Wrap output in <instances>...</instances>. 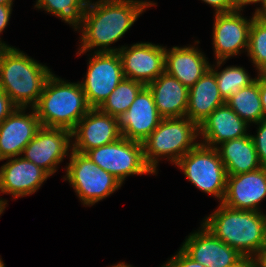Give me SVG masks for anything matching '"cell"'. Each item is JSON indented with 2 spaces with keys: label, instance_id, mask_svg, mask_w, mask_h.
Instances as JSON below:
<instances>
[{
  "label": "cell",
  "instance_id": "e575fe53",
  "mask_svg": "<svg viewBox=\"0 0 266 267\" xmlns=\"http://www.w3.org/2000/svg\"><path fill=\"white\" fill-rule=\"evenodd\" d=\"M260 98L264 117L266 118V77L262 73H260Z\"/></svg>",
  "mask_w": 266,
  "mask_h": 267
},
{
  "label": "cell",
  "instance_id": "7c38bea8",
  "mask_svg": "<svg viewBox=\"0 0 266 267\" xmlns=\"http://www.w3.org/2000/svg\"><path fill=\"white\" fill-rule=\"evenodd\" d=\"M75 137L73 151L85 154L88 150L117 141L122 137L118 118L91 108L71 131Z\"/></svg>",
  "mask_w": 266,
  "mask_h": 267
},
{
  "label": "cell",
  "instance_id": "277c9868",
  "mask_svg": "<svg viewBox=\"0 0 266 267\" xmlns=\"http://www.w3.org/2000/svg\"><path fill=\"white\" fill-rule=\"evenodd\" d=\"M34 109L42 127L72 131L91 107L79 82H66L51 74Z\"/></svg>",
  "mask_w": 266,
  "mask_h": 267
},
{
  "label": "cell",
  "instance_id": "d6986e66",
  "mask_svg": "<svg viewBox=\"0 0 266 267\" xmlns=\"http://www.w3.org/2000/svg\"><path fill=\"white\" fill-rule=\"evenodd\" d=\"M247 126L248 124L224 103L201 122L199 135L203 137L202 144L217 147L224 141L248 135Z\"/></svg>",
  "mask_w": 266,
  "mask_h": 267
},
{
  "label": "cell",
  "instance_id": "d6a6232c",
  "mask_svg": "<svg viewBox=\"0 0 266 267\" xmlns=\"http://www.w3.org/2000/svg\"><path fill=\"white\" fill-rule=\"evenodd\" d=\"M12 5H0V33L5 29L10 19V14L12 11ZM0 45L2 47H8L4 42L0 40Z\"/></svg>",
  "mask_w": 266,
  "mask_h": 267
},
{
  "label": "cell",
  "instance_id": "3957f363",
  "mask_svg": "<svg viewBox=\"0 0 266 267\" xmlns=\"http://www.w3.org/2000/svg\"><path fill=\"white\" fill-rule=\"evenodd\" d=\"M52 74L45 65L8 46L0 49V88L17 108L36 106L47 78Z\"/></svg>",
  "mask_w": 266,
  "mask_h": 267
},
{
  "label": "cell",
  "instance_id": "f1b7e54d",
  "mask_svg": "<svg viewBox=\"0 0 266 267\" xmlns=\"http://www.w3.org/2000/svg\"><path fill=\"white\" fill-rule=\"evenodd\" d=\"M256 124L259 125L257 135H251V137L254 141L258 160L262 166L266 167V118Z\"/></svg>",
  "mask_w": 266,
  "mask_h": 267
},
{
  "label": "cell",
  "instance_id": "1f68e13d",
  "mask_svg": "<svg viewBox=\"0 0 266 267\" xmlns=\"http://www.w3.org/2000/svg\"><path fill=\"white\" fill-rule=\"evenodd\" d=\"M205 3L214 7L215 13H229L236 11V9L232 6L231 0H202Z\"/></svg>",
  "mask_w": 266,
  "mask_h": 267
},
{
  "label": "cell",
  "instance_id": "5b68a950",
  "mask_svg": "<svg viewBox=\"0 0 266 267\" xmlns=\"http://www.w3.org/2000/svg\"><path fill=\"white\" fill-rule=\"evenodd\" d=\"M199 125L188 117L163 118L157 128L142 142L144 159L151 170L156 173L159 157L165 156L177 163L199 142Z\"/></svg>",
  "mask_w": 266,
  "mask_h": 267
},
{
  "label": "cell",
  "instance_id": "f35d334b",
  "mask_svg": "<svg viewBox=\"0 0 266 267\" xmlns=\"http://www.w3.org/2000/svg\"><path fill=\"white\" fill-rule=\"evenodd\" d=\"M6 204H7V201L6 200H1L0 199V215L3 213V211L5 210V206H6Z\"/></svg>",
  "mask_w": 266,
  "mask_h": 267
},
{
  "label": "cell",
  "instance_id": "cb8c5ba5",
  "mask_svg": "<svg viewBox=\"0 0 266 267\" xmlns=\"http://www.w3.org/2000/svg\"><path fill=\"white\" fill-rule=\"evenodd\" d=\"M226 104L247 124L265 119L260 98V73L253 83L230 96Z\"/></svg>",
  "mask_w": 266,
  "mask_h": 267
},
{
  "label": "cell",
  "instance_id": "44dd1931",
  "mask_svg": "<svg viewBox=\"0 0 266 267\" xmlns=\"http://www.w3.org/2000/svg\"><path fill=\"white\" fill-rule=\"evenodd\" d=\"M146 86L150 89L162 118L186 116L189 89L178 79L164 71L155 81Z\"/></svg>",
  "mask_w": 266,
  "mask_h": 267
},
{
  "label": "cell",
  "instance_id": "6da1fadb",
  "mask_svg": "<svg viewBox=\"0 0 266 267\" xmlns=\"http://www.w3.org/2000/svg\"><path fill=\"white\" fill-rule=\"evenodd\" d=\"M155 4L142 0H99L94 4L88 0L78 54L99 46L102 49L97 52H118L120 48L108 46L118 41L146 8Z\"/></svg>",
  "mask_w": 266,
  "mask_h": 267
},
{
  "label": "cell",
  "instance_id": "30bf717a",
  "mask_svg": "<svg viewBox=\"0 0 266 267\" xmlns=\"http://www.w3.org/2000/svg\"><path fill=\"white\" fill-rule=\"evenodd\" d=\"M256 12L251 20L241 16L240 10L229 13H215L213 26V45L217 67L233 55L239 54L242 48L248 50L249 31Z\"/></svg>",
  "mask_w": 266,
  "mask_h": 267
},
{
  "label": "cell",
  "instance_id": "83f0119b",
  "mask_svg": "<svg viewBox=\"0 0 266 267\" xmlns=\"http://www.w3.org/2000/svg\"><path fill=\"white\" fill-rule=\"evenodd\" d=\"M247 53L258 73H261L266 68V21L258 16L253 19L250 27Z\"/></svg>",
  "mask_w": 266,
  "mask_h": 267
},
{
  "label": "cell",
  "instance_id": "7402d4cb",
  "mask_svg": "<svg viewBox=\"0 0 266 267\" xmlns=\"http://www.w3.org/2000/svg\"><path fill=\"white\" fill-rule=\"evenodd\" d=\"M226 101L218 89L215 74L209 69L190 89L186 117L198 125Z\"/></svg>",
  "mask_w": 266,
  "mask_h": 267
},
{
  "label": "cell",
  "instance_id": "4316f807",
  "mask_svg": "<svg viewBox=\"0 0 266 267\" xmlns=\"http://www.w3.org/2000/svg\"><path fill=\"white\" fill-rule=\"evenodd\" d=\"M210 70L215 74L218 89L225 101L256 80V78H250L243 67L230 66L218 72L210 66Z\"/></svg>",
  "mask_w": 266,
  "mask_h": 267
},
{
  "label": "cell",
  "instance_id": "ac0fdd59",
  "mask_svg": "<svg viewBox=\"0 0 266 267\" xmlns=\"http://www.w3.org/2000/svg\"><path fill=\"white\" fill-rule=\"evenodd\" d=\"M0 168V192L14 199L33 194L50 175L33 162L19 156L8 158Z\"/></svg>",
  "mask_w": 266,
  "mask_h": 267
},
{
  "label": "cell",
  "instance_id": "7bdbcfd3",
  "mask_svg": "<svg viewBox=\"0 0 266 267\" xmlns=\"http://www.w3.org/2000/svg\"><path fill=\"white\" fill-rule=\"evenodd\" d=\"M0 267H5V265H4L3 261L1 260V258H0Z\"/></svg>",
  "mask_w": 266,
  "mask_h": 267
},
{
  "label": "cell",
  "instance_id": "8992f818",
  "mask_svg": "<svg viewBox=\"0 0 266 267\" xmlns=\"http://www.w3.org/2000/svg\"><path fill=\"white\" fill-rule=\"evenodd\" d=\"M198 189L222 203L226 193L227 173L216 147L199 143L175 164Z\"/></svg>",
  "mask_w": 266,
  "mask_h": 267
},
{
  "label": "cell",
  "instance_id": "52a82bcc",
  "mask_svg": "<svg viewBox=\"0 0 266 267\" xmlns=\"http://www.w3.org/2000/svg\"><path fill=\"white\" fill-rule=\"evenodd\" d=\"M70 157L63 178L72 185L83 205H93L121 187L119 180L85 154L72 150Z\"/></svg>",
  "mask_w": 266,
  "mask_h": 267
},
{
  "label": "cell",
  "instance_id": "b9f144b4",
  "mask_svg": "<svg viewBox=\"0 0 266 267\" xmlns=\"http://www.w3.org/2000/svg\"><path fill=\"white\" fill-rule=\"evenodd\" d=\"M259 2H261V4L263 5L265 2H266V0H250V3H259Z\"/></svg>",
  "mask_w": 266,
  "mask_h": 267
},
{
  "label": "cell",
  "instance_id": "8fae6325",
  "mask_svg": "<svg viewBox=\"0 0 266 267\" xmlns=\"http://www.w3.org/2000/svg\"><path fill=\"white\" fill-rule=\"evenodd\" d=\"M71 131L63 128L41 127L23 150L24 158L45 170L50 176L62 162L69 148Z\"/></svg>",
  "mask_w": 266,
  "mask_h": 267
},
{
  "label": "cell",
  "instance_id": "74e56055",
  "mask_svg": "<svg viewBox=\"0 0 266 267\" xmlns=\"http://www.w3.org/2000/svg\"><path fill=\"white\" fill-rule=\"evenodd\" d=\"M259 263L261 267H266V250L258 256Z\"/></svg>",
  "mask_w": 266,
  "mask_h": 267
},
{
  "label": "cell",
  "instance_id": "ba28073f",
  "mask_svg": "<svg viewBox=\"0 0 266 267\" xmlns=\"http://www.w3.org/2000/svg\"><path fill=\"white\" fill-rule=\"evenodd\" d=\"M85 155L100 168L112 174L122 184L129 175L154 173L144 159L142 143L125 137L88 150Z\"/></svg>",
  "mask_w": 266,
  "mask_h": 267
},
{
  "label": "cell",
  "instance_id": "8d00e7d4",
  "mask_svg": "<svg viewBox=\"0 0 266 267\" xmlns=\"http://www.w3.org/2000/svg\"><path fill=\"white\" fill-rule=\"evenodd\" d=\"M255 12L260 19L266 21V2L262 5L261 9L257 8Z\"/></svg>",
  "mask_w": 266,
  "mask_h": 267
},
{
  "label": "cell",
  "instance_id": "ab89813d",
  "mask_svg": "<svg viewBox=\"0 0 266 267\" xmlns=\"http://www.w3.org/2000/svg\"><path fill=\"white\" fill-rule=\"evenodd\" d=\"M13 0H0V5H12Z\"/></svg>",
  "mask_w": 266,
  "mask_h": 267
},
{
  "label": "cell",
  "instance_id": "d4e9b609",
  "mask_svg": "<svg viewBox=\"0 0 266 267\" xmlns=\"http://www.w3.org/2000/svg\"><path fill=\"white\" fill-rule=\"evenodd\" d=\"M144 86L139 81L123 78L99 109L106 114L119 118L129 109Z\"/></svg>",
  "mask_w": 266,
  "mask_h": 267
},
{
  "label": "cell",
  "instance_id": "9c48e42d",
  "mask_svg": "<svg viewBox=\"0 0 266 267\" xmlns=\"http://www.w3.org/2000/svg\"><path fill=\"white\" fill-rule=\"evenodd\" d=\"M86 78L81 82L88 105L99 108L123 80L122 62L118 52H97L89 58Z\"/></svg>",
  "mask_w": 266,
  "mask_h": 267
},
{
  "label": "cell",
  "instance_id": "f546056e",
  "mask_svg": "<svg viewBox=\"0 0 266 267\" xmlns=\"http://www.w3.org/2000/svg\"><path fill=\"white\" fill-rule=\"evenodd\" d=\"M161 267H204L189 257L181 248L167 263Z\"/></svg>",
  "mask_w": 266,
  "mask_h": 267
},
{
  "label": "cell",
  "instance_id": "5bb4252c",
  "mask_svg": "<svg viewBox=\"0 0 266 267\" xmlns=\"http://www.w3.org/2000/svg\"><path fill=\"white\" fill-rule=\"evenodd\" d=\"M180 248L204 267H233L243 258L203 225L201 231L191 233Z\"/></svg>",
  "mask_w": 266,
  "mask_h": 267
},
{
  "label": "cell",
  "instance_id": "7a4b0ae2",
  "mask_svg": "<svg viewBox=\"0 0 266 267\" xmlns=\"http://www.w3.org/2000/svg\"><path fill=\"white\" fill-rule=\"evenodd\" d=\"M201 224L243 257H258L266 250V215L237 210L220 203Z\"/></svg>",
  "mask_w": 266,
  "mask_h": 267
},
{
  "label": "cell",
  "instance_id": "2e32d148",
  "mask_svg": "<svg viewBox=\"0 0 266 267\" xmlns=\"http://www.w3.org/2000/svg\"><path fill=\"white\" fill-rule=\"evenodd\" d=\"M31 109L32 113L25 114V108H16L0 124V161L22 155L42 127L35 109Z\"/></svg>",
  "mask_w": 266,
  "mask_h": 267
},
{
  "label": "cell",
  "instance_id": "60d3db41",
  "mask_svg": "<svg viewBox=\"0 0 266 267\" xmlns=\"http://www.w3.org/2000/svg\"><path fill=\"white\" fill-rule=\"evenodd\" d=\"M111 267H132V266L131 265H127V264L121 262V263H119L117 265H114V266H111Z\"/></svg>",
  "mask_w": 266,
  "mask_h": 267
},
{
  "label": "cell",
  "instance_id": "d590c367",
  "mask_svg": "<svg viewBox=\"0 0 266 267\" xmlns=\"http://www.w3.org/2000/svg\"><path fill=\"white\" fill-rule=\"evenodd\" d=\"M232 2V6L236 9V10H242V7L245 6L246 4H250V0H231Z\"/></svg>",
  "mask_w": 266,
  "mask_h": 267
},
{
  "label": "cell",
  "instance_id": "836d02e7",
  "mask_svg": "<svg viewBox=\"0 0 266 267\" xmlns=\"http://www.w3.org/2000/svg\"><path fill=\"white\" fill-rule=\"evenodd\" d=\"M259 265L258 257H243L233 267H258Z\"/></svg>",
  "mask_w": 266,
  "mask_h": 267
},
{
  "label": "cell",
  "instance_id": "ee69618b",
  "mask_svg": "<svg viewBox=\"0 0 266 267\" xmlns=\"http://www.w3.org/2000/svg\"><path fill=\"white\" fill-rule=\"evenodd\" d=\"M261 73L266 77V68Z\"/></svg>",
  "mask_w": 266,
  "mask_h": 267
},
{
  "label": "cell",
  "instance_id": "4dcf8cb0",
  "mask_svg": "<svg viewBox=\"0 0 266 267\" xmlns=\"http://www.w3.org/2000/svg\"><path fill=\"white\" fill-rule=\"evenodd\" d=\"M9 96L0 88V124L16 109Z\"/></svg>",
  "mask_w": 266,
  "mask_h": 267
},
{
  "label": "cell",
  "instance_id": "9a60e30c",
  "mask_svg": "<svg viewBox=\"0 0 266 267\" xmlns=\"http://www.w3.org/2000/svg\"><path fill=\"white\" fill-rule=\"evenodd\" d=\"M162 119L150 89L144 86L129 109L119 116L118 122L122 137L142 143Z\"/></svg>",
  "mask_w": 266,
  "mask_h": 267
},
{
  "label": "cell",
  "instance_id": "e0dca14e",
  "mask_svg": "<svg viewBox=\"0 0 266 267\" xmlns=\"http://www.w3.org/2000/svg\"><path fill=\"white\" fill-rule=\"evenodd\" d=\"M266 197V167L238 175H227L222 204L237 210L260 211L258 204Z\"/></svg>",
  "mask_w": 266,
  "mask_h": 267
},
{
  "label": "cell",
  "instance_id": "603a6c76",
  "mask_svg": "<svg viewBox=\"0 0 266 267\" xmlns=\"http://www.w3.org/2000/svg\"><path fill=\"white\" fill-rule=\"evenodd\" d=\"M216 147L227 175H238L262 167L251 135L224 141Z\"/></svg>",
  "mask_w": 266,
  "mask_h": 267
},
{
  "label": "cell",
  "instance_id": "484cf974",
  "mask_svg": "<svg viewBox=\"0 0 266 267\" xmlns=\"http://www.w3.org/2000/svg\"><path fill=\"white\" fill-rule=\"evenodd\" d=\"M87 3L88 0H37L35 7L61 18L77 31L83 24Z\"/></svg>",
  "mask_w": 266,
  "mask_h": 267
},
{
  "label": "cell",
  "instance_id": "4fadbf2b",
  "mask_svg": "<svg viewBox=\"0 0 266 267\" xmlns=\"http://www.w3.org/2000/svg\"><path fill=\"white\" fill-rule=\"evenodd\" d=\"M125 78L139 81L145 86L155 81L165 66V48L152 43H136L118 50Z\"/></svg>",
  "mask_w": 266,
  "mask_h": 267
},
{
  "label": "cell",
  "instance_id": "ffe728a7",
  "mask_svg": "<svg viewBox=\"0 0 266 267\" xmlns=\"http://www.w3.org/2000/svg\"><path fill=\"white\" fill-rule=\"evenodd\" d=\"M204 54L195 46L165 48L164 71L190 89L209 69Z\"/></svg>",
  "mask_w": 266,
  "mask_h": 267
}]
</instances>
